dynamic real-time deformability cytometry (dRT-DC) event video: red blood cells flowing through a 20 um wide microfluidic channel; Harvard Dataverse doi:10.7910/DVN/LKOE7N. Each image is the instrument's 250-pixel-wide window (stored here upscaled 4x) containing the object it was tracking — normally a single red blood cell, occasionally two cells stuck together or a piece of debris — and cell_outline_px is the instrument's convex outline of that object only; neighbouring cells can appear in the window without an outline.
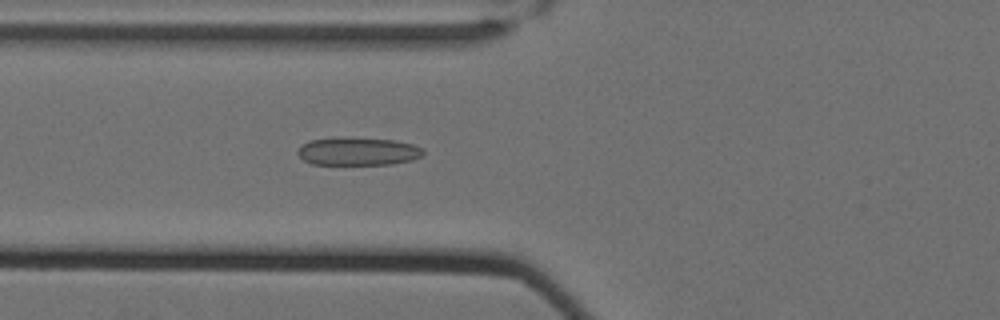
{"species": "Egyptian fruit bat (a non-hibernating species)", "species_latin": "Rousettus aegyptiacus", "temperature_condition": "cold", "stored_images_in_passage": 61, "camera_frame_rate_fps": 3000, "um_per_image_px": 0.085, "animal": {"sex": "female"}, "frame": {"image": 1, "passage_image": 26, "time_ms": 8.333, "image_size_px": [1000, 320], "cell_outline_px": [[424, 156], [412, 160], [392, 164], [312, 164], [304, 160], [296, 152], [300, 144], [308, 140], [392, 140], [412, 144], [424, 148]], "centroid_in_image_um": [30.46, 12.91], "position_along_channel_um": 95.3, "area_um2": 19.65}}
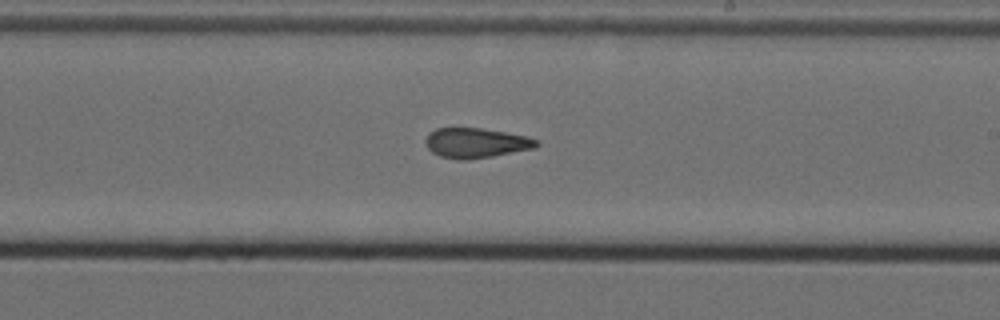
{"frame": {"image": 2, "passage_image": 39, "time_ms": 12.667, "image_size_px": [1000, 320], "cell_outline_px": [[540, 144], [536, 148], [492, 156], [464, 160], [460, 160], [440, 156], [432, 152], [428, 148], [424, 140], [428, 132], [436, 128], [480, 128], [504, 132], [524, 136], [536, 140]], "centroid_in_image_um": [40.42, 12.15], "position_along_channel_um": 248.6, "area_um2": 19.25}}
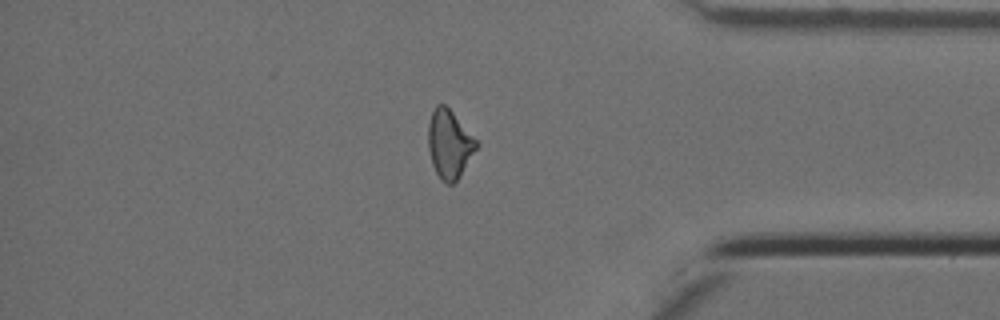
{"frame": {"image": 3, "passage_image": 53, "time_ms": 17.333, "image_size_px": [1000, 320], "cell_outline_px": [[480, 144], [460, 176], [452, 184], [444, 184], [440, 180], [432, 164], [428, 148], [428, 124], [432, 112], [436, 104], [444, 104], [452, 112]], "centroid_in_image_um": [38.19, 12.28], "position_along_channel_um": 397.0, "area_um2": 19.19}, "authors_computed_cell_mechanics": {"area_um2": 19.8254, "velocity_mm_per_s": 3.5065, "shape_relaxation_time_tau1_ms": null, "shape_relaxation_time_tau2_ms": 2.233, "deformation_change_tau1": null, "deformation_change_tau2": 0.1042}}